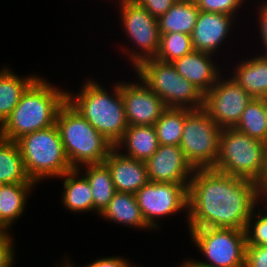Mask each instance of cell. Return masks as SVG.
<instances>
[{
	"instance_id": "cell-35",
	"label": "cell",
	"mask_w": 267,
	"mask_h": 267,
	"mask_svg": "<svg viewBox=\"0 0 267 267\" xmlns=\"http://www.w3.org/2000/svg\"><path fill=\"white\" fill-rule=\"evenodd\" d=\"M86 267H134V265L132 266L128 260L121 258L120 256H112L97 259L86 265Z\"/></svg>"
},
{
	"instance_id": "cell-24",
	"label": "cell",
	"mask_w": 267,
	"mask_h": 267,
	"mask_svg": "<svg viewBox=\"0 0 267 267\" xmlns=\"http://www.w3.org/2000/svg\"><path fill=\"white\" fill-rule=\"evenodd\" d=\"M39 76H25L20 78L19 75L3 68L0 70V119L4 122L13 109L19 103L23 93Z\"/></svg>"
},
{
	"instance_id": "cell-19",
	"label": "cell",
	"mask_w": 267,
	"mask_h": 267,
	"mask_svg": "<svg viewBox=\"0 0 267 267\" xmlns=\"http://www.w3.org/2000/svg\"><path fill=\"white\" fill-rule=\"evenodd\" d=\"M245 60L236 64L232 78L253 98L267 97V55Z\"/></svg>"
},
{
	"instance_id": "cell-25",
	"label": "cell",
	"mask_w": 267,
	"mask_h": 267,
	"mask_svg": "<svg viewBox=\"0 0 267 267\" xmlns=\"http://www.w3.org/2000/svg\"><path fill=\"white\" fill-rule=\"evenodd\" d=\"M83 167H86L84 176L92 189L93 211L100 215L116 193L110 170L104 162Z\"/></svg>"
},
{
	"instance_id": "cell-30",
	"label": "cell",
	"mask_w": 267,
	"mask_h": 267,
	"mask_svg": "<svg viewBox=\"0 0 267 267\" xmlns=\"http://www.w3.org/2000/svg\"><path fill=\"white\" fill-rule=\"evenodd\" d=\"M254 211L255 209L250 215L244 230L246 245L267 246V210L265 209L262 213L260 208V212H255L258 214H255Z\"/></svg>"
},
{
	"instance_id": "cell-8",
	"label": "cell",
	"mask_w": 267,
	"mask_h": 267,
	"mask_svg": "<svg viewBox=\"0 0 267 267\" xmlns=\"http://www.w3.org/2000/svg\"><path fill=\"white\" fill-rule=\"evenodd\" d=\"M221 131L203 107L191 109L187 113L179 146L193 169L214 167Z\"/></svg>"
},
{
	"instance_id": "cell-26",
	"label": "cell",
	"mask_w": 267,
	"mask_h": 267,
	"mask_svg": "<svg viewBox=\"0 0 267 267\" xmlns=\"http://www.w3.org/2000/svg\"><path fill=\"white\" fill-rule=\"evenodd\" d=\"M0 181L3 184H36L26 172L15 141L5 140L0 143Z\"/></svg>"
},
{
	"instance_id": "cell-5",
	"label": "cell",
	"mask_w": 267,
	"mask_h": 267,
	"mask_svg": "<svg viewBox=\"0 0 267 267\" xmlns=\"http://www.w3.org/2000/svg\"><path fill=\"white\" fill-rule=\"evenodd\" d=\"M27 174L36 184L45 178H58L72 170L56 124L34 131L16 141Z\"/></svg>"
},
{
	"instance_id": "cell-34",
	"label": "cell",
	"mask_w": 267,
	"mask_h": 267,
	"mask_svg": "<svg viewBox=\"0 0 267 267\" xmlns=\"http://www.w3.org/2000/svg\"><path fill=\"white\" fill-rule=\"evenodd\" d=\"M143 6L153 17L164 15L177 0H134Z\"/></svg>"
},
{
	"instance_id": "cell-15",
	"label": "cell",
	"mask_w": 267,
	"mask_h": 267,
	"mask_svg": "<svg viewBox=\"0 0 267 267\" xmlns=\"http://www.w3.org/2000/svg\"><path fill=\"white\" fill-rule=\"evenodd\" d=\"M114 147L104 163L108 166L116 192L135 194L149 182L145 161L123 155Z\"/></svg>"
},
{
	"instance_id": "cell-21",
	"label": "cell",
	"mask_w": 267,
	"mask_h": 267,
	"mask_svg": "<svg viewBox=\"0 0 267 267\" xmlns=\"http://www.w3.org/2000/svg\"><path fill=\"white\" fill-rule=\"evenodd\" d=\"M200 10L194 0H177L157 19L160 34L185 33L191 35Z\"/></svg>"
},
{
	"instance_id": "cell-42",
	"label": "cell",
	"mask_w": 267,
	"mask_h": 267,
	"mask_svg": "<svg viewBox=\"0 0 267 267\" xmlns=\"http://www.w3.org/2000/svg\"><path fill=\"white\" fill-rule=\"evenodd\" d=\"M62 265L63 266H61V267H75V265H72V264L70 265L69 260H67L66 263H63Z\"/></svg>"
},
{
	"instance_id": "cell-36",
	"label": "cell",
	"mask_w": 267,
	"mask_h": 267,
	"mask_svg": "<svg viewBox=\"0 0 267 267\" xmlns=\"http://www.w3.org/2000/svg\"><path fill=\"white\" fill-rule=\"evenodd\" d=\"M264 4H261V5H259V7L258 8H260L259 9V11H258V13H259V29H260V35H261V37L260 38H262V43H264L263 45L265 46V48H266V50H264V51H266V53H264L263 55H267V2L265 3V2H263Z\"/></svg>"
},
{
	"instance_id": "cell-32",
	"label": "cell",
	"mask_w": 267,
	"mask_h": 267,
	"mask_svg": "<svg viewBox=\"0 0 267 267\" xmlns=\"http://www.w3.org/2000/svg\"><path fill=\"white\" fill-rule=\"evenodd\" d=\"M244 267H267V246L246 245Z\"/></svg>"
},
{
	"instance_id": "cell-29",
	"label": "cell",
	"mask_w": 267,
	"mask_h": 267,
	"mask_svg": "<svg viewBox=\"0 0 267 267\" xmlns=\"http://www.w3.org/2000/svg\"><path fill=\"white\" fill-rule=\"evenodd\" d=\"M193 50L191 35L178 32L160 34V47L156 59L173 62Z\"/></svg>"
},
{
	"instance_id": "cell-18",
	"label": "cell",
	"mask_w": 267,
	"mask_h": 267,
	"mask_svg": "<svg viewBox=\"0 0 267 267\" xmlns=\"http://www.w3.org/2000/svg\"><path fill=\"white\" fill-rule=\"evenodd\" d=\"M159 141L154 126H128L122 139L114 146L117 149L126 147L123 155L140 161H147L159 148Z\"/></svg>"
},
{
	"instance_id": "cell-13",
	"label": "cell",
	"mask_w": 267,
	"mask_h": 267,
	"mask_svg": "<svg viewBox=\"0 0 267 267\" xmlns=\"http://www.w3.org/2000/svg\"><path fill=\"white\" fill-rule=\"evenodd\" d=\"M119 84L128 125L154 126L167 109L162 99L144 82Z\"/></svg>"
},
{
	"instance_id": "cell-12",
	"label": "cell",
	"mask_w": 267,
	"mask_h": 267,
	"mask_svg": "<svg viewBox=\"0 0 267 267\" xmlns=\"http://www.w3.org/2000/svg\"><path fill=\"white\" fill-rule=\"evenodd\" d=\"M220 79L204 95L203 108L221 129L234 128L253 97L232 76Z\"/></svg>"
},
{
	"instance_id": "cell-9",
	"label": "cell",
	"mask_w": 267,
	"mask_h": 267,
	"mask_svg": "<svg viewBox=\"0 0 267 267\" xmlns=\"http://www.w3.org/2000/svg\"><path fill=\"white\" fill-rule=\"evenodd\" d=\"M195 246L207 258L198 261L210 267H244L246 236L245 231L234 228L189 229Z\"/></svg>"
},
{
	"instance_id": "cell-7",
	"label": "cell",
	"mask_w": 267,
	"mask_h": 267,
	"mask_svg": "<svg viewBox=\"0 0 267 267\" xmlns=\"http://www.w3.org/2000/svg\"><path fill=\"white\" fill-rule=\"evenodd\" d=\"M263 142L236 128H224L219 138V153L213 169L242 177L261 185Z\"/></svg>"
},
{
	"instance_id": "cell-3",
	"label": "cell",
	"mask_w": 267,
	"mask_h": 267,
	"mask_svg": "<svg viewBox=\"0 0 267 267\" xmlns=\"http://www.w3.org/2000/svg\"><path fill=\"white\" fill-rule=\"evenodd\" d=\"M113 91L111 95L100 83L88 80L77 95L67 92V102L115 146L129 125L119 83Z\"/></svg>"
},
{
	"instance_id": "cell-17",
	"label": "cell",
	"mask_w": 267,
	"mask_h": 267,
	"mask_svg": "<svg viewBox=\"0 0 267 267\" xmlns=\"http://www.w3.org/2000/svg\"><path fill=\"white\" fill-rule=\"evenodd\" d=\"M212 55L193 50L171 63L178 74L191 82L205 95L221 76L219 68L215 65L216 63H212Z\"/></svg>"
},
{
	"instance_id": "cell-11",
	"label": "cell",
	"mask_w": 267,
	"mask_h": 267,
	"mask_svg": "<svg viewBox=\"0 0 267 267\" xmlns=\"http://www.w3.org/2000/svg\"><path fill=\"white\" fill-rule=\"evenodd\" d=\"M189 184L148 182L135 193L142 216L150 229L160 228V217L188 210Z\"/></svg>"
},
{
	"instance_id": "cell-39",
	"label": "cell",
	"mask_w": 267,
	"mask_h": 267,
	"mask_svg": "<svg viewBox=\"0 0 267 267\" xmlns=\"http://www.w3.org/2000/svg\"><path fill=\"white\" fill-rule=\"evenodd\" d=\"M260 197H264L267 200V179L260 185Z\"/></svg>"
},
{
	"instance_id": "cell-40",
	"label": "cell",
	"mask_w": 267,
	"mask_h": 267,
	"mask_svg": "<svg viewBox=\"0 0 267 267\" xmlns=\"http://www.w3.org/2000/svg\"><path fill=\"white\" fill-rule=\"evenodd\" d=\"M4 122L0 119V143L5 141Z\"/></svg>"
},
{
	"instance_id": "cell-33",
	"label": "cell",
	"mask_w": 267,
	"mask_h": 267,
	"mask_svg": "<svg viewBox=\"0 0 267 267\" xmlns=\"http://www.w3.org/2000/svg\"><path fill=\"white\" fill-rule=\"evenodd\" d=\"M13 237L7 230H0V267H12L14 264Z\"/></svg>"
},
{
	"instance_id": "cell-20",
	"label": "cell",
	"mask_w": 267,
	"mask_h": 267,
	"mask_svg": "<svg viewBox=\"0 0 267 267\" xmlns=\"http://www.w3.org/2000/svg\"><path fill=\"white\" fill-rule=\"evenodd\" d=\"M80 171V169H72L59 177L64 179L62 204L72 212H92V189L86 177L83 176V172L79 177Z\"/></svg>"
},
{
	"instance_id": "cell-23",
	"label": "cell",
	"mask_w": 267,
	"mask_h": 267,
	"mask_svg": "<svg viewBox=\"0 0 267 267\" xmlns=\"http://www.w3.org/2000/svg\"><path fill=\"white\" fill-rule=\"evenodd\" d=\"M35 184H4L0 190V230H8L26 208Z\"/></svg>"
},
{
	"instance_id": "cell-16",
	"label": "cell",
	"mask_w": 267,
	"mask_h": 267,
	"mask_svg": "<svg viewBox=\"0 0 267 267\" xmlns=\"http://www.w3.org/2000/svg\"><path fill=\"white\" fill-rule=\"evenodd\" d=\"M235 16L200 11L191 34L193 49L214 55L229 36ZM228 35V36H227Z\"/></svg>"
},
{
	"instance_id": "cell-37",
	"label": "cell",
	"mask_w": 267,
	"mask_h": 267,
	"mask_svg": "<svg viewBox=\"0 0 267 267\" xmlns=\"http://www.w3.org/2000/svg\"><path fill=\"white\" fill-rule=\"evenodd\" d=\"M264 152H263V162L261 170V184L267 179V140L263 142Z\"/></svg>"
},
{
	"instance_id": "cell-1",
	"label": "cell",
	"mask_w": 267,
	"mask_h": 267,
	"mask_svg": "<svg viewBox=\"0 0 267 267\" xmlns=\"http://www.w3.org/2000/svg\"><path fill=\"white\" fill-rule=\"evenodd\" d=\"M260 186L213 168L194 169L188 187L189 229L234 228L245 230L260 201Z\"/></svg>"
},
{
	"instance_id": "cell-31",
	"label": "cell",
	"mask_w": 267,
	"mask_h": 267,
	"mask_svg": "<svg viewBox=\"0 0 267 267\" xmlns=\"http://www.w3.org/2000/svg\"><path fill=\"white\" fill-rule=\"evenodd\" d=\"M200 11L224 13L235 16V12L244 3V0H194Z\"/></svg>"
},
{
	"instance_id": "cell-10",
	"label": "cell",
	"mask_w": 267,
	"mask_h": 267,
	"mask_svg": "<svg viewBox=\"0 0 267 267\" xmlns=\"http://www.w3.org/2000/svg\"><path fill=\"white\" fill-rule=\"evenodd\" d=\"M123 29L136 44L138 51L126 49L133 68L141 62L156 58L160 47V33L157 18L153 17L143 6L134 0H119ZM140 48V49H139ZM132 52V53H131Z\"/></svg>"
},
{
	"instance_id": "cell-41",
	"label": "cell",
	"mask_w": 267,
	"mask_h": 267,
	"mask_svg": "<svg viewBox=\"0 0 267 267\" xmlns=\"http://www.w3.org/2000/svg\"><path fill=\"white\" fill-rule=\"evenodd\" d=\"M264 111H265L266 124H267V97L264 98Z\"/></svg>"
},
{
	"instance_id": "cell-43",
	"label": "cell",
	"mask_w": 267,
	"mask_h": 267,
	"mask_svg": "<svg viewBox=\"0 0 267 267\" xmlns=\"http://www.w3.org/2000/svg\"><path fill=\"white\" fill-rule=\"evenodd\" d=\"M3 185H4V184L0 181V190H1V188H2Z\"/></svg>"
},
{
	"instance_id": "cell-4",
	"label": "cell",
	"mask_w": 267,
	"mask_h": 267,
	"mask_svg": "<svg viewBox=\"0 0 267 267\" xmlns=\"http://www.w3.org/2000/svg\"><path fill=\"white\" fill-rule=\"evenodd\" d=\"M56 125L72 169H82L84 165L103 163L114 148L110 141L67 101L58 110Z\"/></svg>"
},
{
	"instance_id": "cell-38",
	"label": "cell",
	"mask_w": 267,
	"mask_h": 267,
	"mask_svg": "<svg viewBox=\"0 0 267 267\" xmlns=\"http://www.w3.org/2000/svg\"><path fill=\"white\" fill-rule=\"evenodd\" d=\"M180 267H210V266H206L201 264L200 262L195 261V260H186L183 262V264L180 265Z\"/></svg>"
},
{
	"instance_id": "cell-6",
	"label": "cell",
	"mask_w": 267,
	"mask_h": 267,
	"mask_svg": "<svg viewBox=\"0 0 267 267\" xmlns=\"http://www.w3.org/2000/svg\"><path fill=\"white\" fill-rule=\"evenodd\" d=\"M134 71L139 81L155 92L167 108L198 109L204 106V94L178 74L171 62L151 58L141 62Z\"/></svg>"
},
{
	"instance_id": "cell-14",
	"label": "cell",
	"mask_w": 267,
	"mask_h": 267,
	"mask_svg": "<svg viewBox=\"0 0 267 267\" xmlns=\"http://www.w3.org/2000/svg\"><path fill=\"white\" fill-rule=\"evenodd\" d=\"M146 165L149 182L189 184L194 171L180 146L174 145H159Z\"/></svg>"
},
{
	"instance_id": "cell-28",
	"label": "cell",
	"mask_w": 267,
	"mask_h": 267,
	"mask_svg": "<svg viewBox=\"0 0 267 267\" xmlns=\"http://www.w3.org/2000/svg\"><path fill=\"white\" fill-rule=\"evenodd\" d=\"M261 142L267 140V124L264 111V98H253L246 106L234 127Z\"/></svg>"
},
{
	"instance_id": "cell-22",
	"label": "cell",
	"mask_w": 267,
	"mask_h": 267,
	"mask_svg": "<svg viewBox=\"0 0 267 267\" xmlns=\"http://www.w3.org/2000/svg\"><path fill=\"white\" fill-rule=\"evenodd\" d=\"M100 216L129 227L150 228L142 216L135 194L132 193L116 192Z\"/></svg>"
},
{
	"instance_id": "cell-2",
	"label": "cell",
	"mask_w": 267,
	"mask_h": 267,
	"mask_svg": "<svg viewBox=\"0 0 267 267\" xmlns=\"http://www.w3.org/2000/svg\"><path fill=\"white\" fill-rule=\"evenodd\" d=\"M66 101V90L57 89L46 79L38 77L4 121L6 140L16 142L27 134L53 126L58 110Z\"/></svg>"
},
{
	"instance_id": "cell-27",
	"label": "cell",
	"mask_w": 267,
	"mask_h": 267,
	"mask_svg": "<svg viewBox=\"0 0 267 267\" xmlns=\"http://www.w3.org/2000/svg\"><path fill=\"white\" fill-rule=\"evenodd\" d=\"M191 109L167 108L154 124L160 145L179 146L185 116Z\"/></svg>"
}]
</instances>
